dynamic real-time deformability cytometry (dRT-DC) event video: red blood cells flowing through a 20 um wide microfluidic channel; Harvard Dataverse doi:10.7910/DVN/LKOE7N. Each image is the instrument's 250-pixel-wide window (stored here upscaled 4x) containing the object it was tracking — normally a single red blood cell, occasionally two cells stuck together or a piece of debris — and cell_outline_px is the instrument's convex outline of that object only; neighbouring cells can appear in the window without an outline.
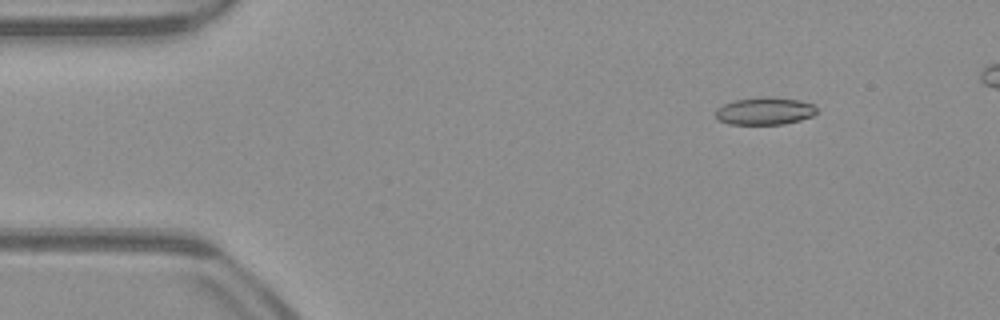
{"species": "common noctule bat (a hibernating species)", "species_latin": "Nyctalus noctula", "temperature_condition": "warm", "stored_images_in_passage": 11, "camera_frame_rate_fps": 3000, "um_per_image_px": 0.085, "animal": {"sex": "male", "body_mass_g": 23.1, "forearm_length_mm": 52.7}, "frame": {"image": 1, "passage_image": 1, "time_ms": 0.0, "image_size_px": [1000, 320], "cell_outline_px": [[816, 112], [812, 116], [800, 120], [784, 124], [728, 124], [720, 120], [716, 116], [716, 108], [724, 104], [736, 100], [764, 96], [800, 100], [812, 104], [816, 108]], "centroid_in_image_um": [65.0, 9.44], "position_along_channel_um": 20.0, "area_um2": 16.07}}